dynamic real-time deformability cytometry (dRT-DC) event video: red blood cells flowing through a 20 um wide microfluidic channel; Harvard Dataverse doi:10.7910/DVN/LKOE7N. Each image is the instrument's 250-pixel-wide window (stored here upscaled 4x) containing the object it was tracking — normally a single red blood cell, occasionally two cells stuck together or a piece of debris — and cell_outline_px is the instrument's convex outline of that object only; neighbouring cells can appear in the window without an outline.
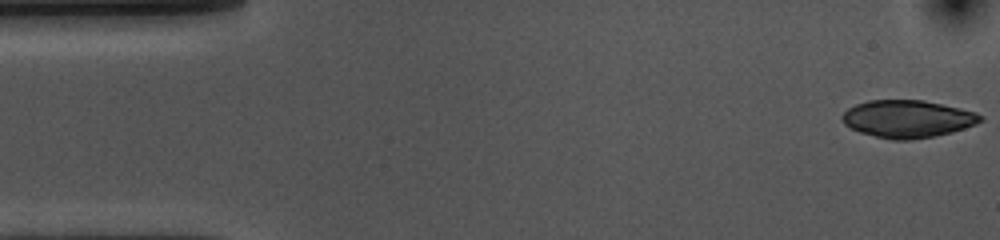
{"species": "common noctule bat (a hibernating species)", "species_latin": "Nyctalus noctula", "temperature_condition": "cold", "stored_images_in_passage": 9, "camera_frame_rate_fps": 3000, "um_per_image_px": 0.085, "animal": {"sex": "female", "body_mass_g": 10.0, "forearm_length_mm": 53.1}, "frame": {"image": 1, "passage_image": 1, "time_ms": 0.0, "image_size_px": [1000, 240], "cell_outline_px": [[984, 120], [976, 124], [952, 132], [932, 136], [908, 140], [892, 140], [860, 132], [844, 124], [840, 116], [848, 108], [856, 104], [868, 100], [924, 100], [960, 108], [976, 112], [984, 116]], "centroid_in_image_um": [77.15, 10.09], "position_along_channel_um": 7.8, "area_um2": 30.17}}